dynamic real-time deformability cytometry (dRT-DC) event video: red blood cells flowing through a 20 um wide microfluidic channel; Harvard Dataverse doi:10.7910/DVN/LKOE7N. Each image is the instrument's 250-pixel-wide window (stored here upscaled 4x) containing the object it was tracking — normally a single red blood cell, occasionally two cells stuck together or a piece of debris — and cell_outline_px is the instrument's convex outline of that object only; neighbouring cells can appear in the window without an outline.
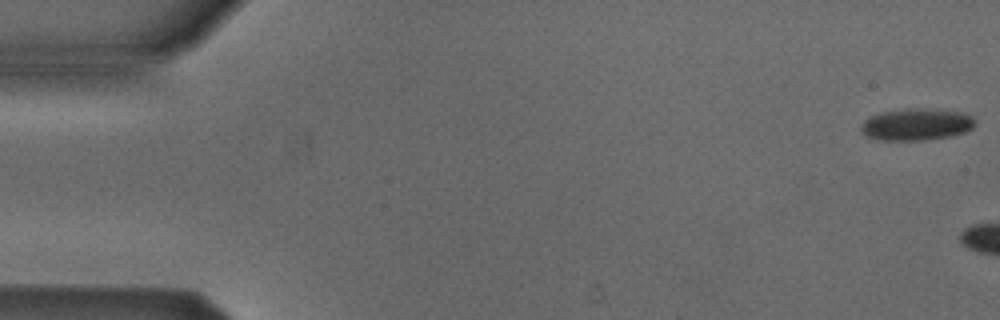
{"species": "Egyptian fruit bat (a non-hibernating species)", "species_latin": "Rousettus aegyptiacus", "temperature_condition": "cold", "stored_images_in_passage": 10, "camera_frame_rate_fps": 3000, "um_per_image_px": 0.085, "animal": {"sex": "male"}, "frame": {"image": 1, "passage_image": 1, "time_ms": 0.0, "image_size_px": [1000, 320], "cell_outline_px": [[976, 124], [972, 128], [964, 132], [952, 136], [924, 140], [880, 140], [864, 136], [860, 132], [860, 128], [864, 120], [880, 112], [908, 108], [916, 108], [960, 112], [972, 116], [976, 120]], "centroid_in_image_um": [77.87, 10.59], "position_along_channel_um": 7.1, "area_um2": 21.27}}